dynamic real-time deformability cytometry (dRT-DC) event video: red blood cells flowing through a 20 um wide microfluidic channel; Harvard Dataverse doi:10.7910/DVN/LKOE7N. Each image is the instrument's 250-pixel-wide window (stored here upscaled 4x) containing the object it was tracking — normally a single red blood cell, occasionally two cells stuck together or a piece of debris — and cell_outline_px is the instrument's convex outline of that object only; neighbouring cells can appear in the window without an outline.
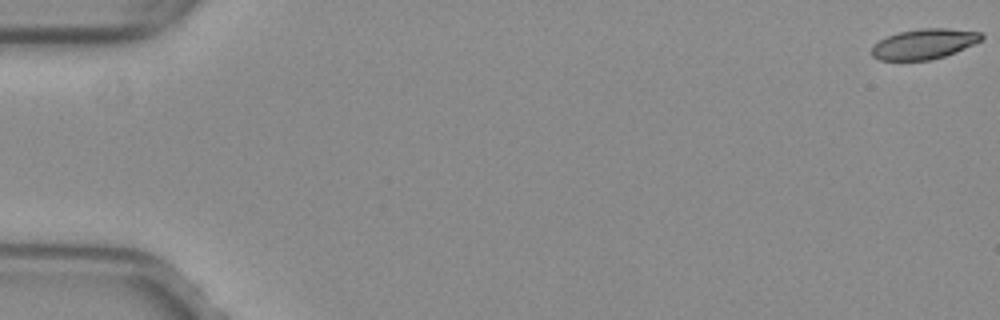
{"species": "common noctule bat (a hibernating species)", "species_latin": "Nyctalus noctula", "temperature_condition": "warm", "stored_images_in_passage": 53, "camera_frame_rate_fps": 3000, "um_per_image_px": 0.085, "animal": {"sex": "female", "body_mass_g": 29.2, "forearm_length_mm": 56.3}, "frame": {"image": 1, "passage_image": 1, "time_ms": 0.0, "image_size_px": [1000, 320], "cell_outline_px": [[984, 36], [980, 40], [956, 52], [944, 56], [928, 60], [880, 60], [872, 56], [872, 44], [888, 36], [900, 32], [920, 28], [948, 28], [980, 32]], "centroid_in_image_um": [78.52, 3.73], "position_along_channel_um": 6.5, "area_um2": 19.13}}
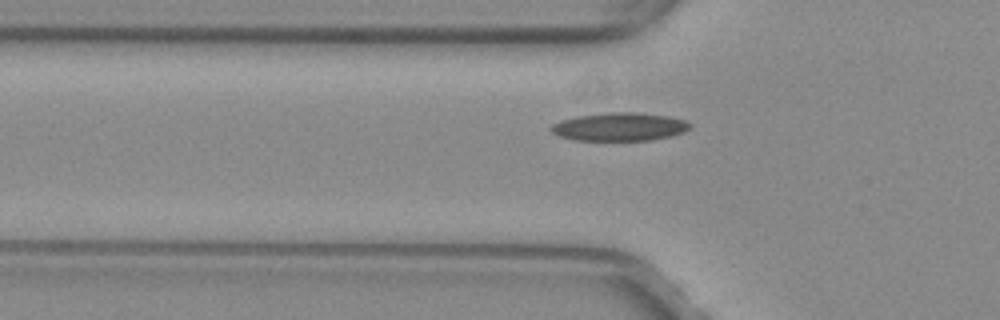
{"frame": {"image": 2, "passage_image": 19, "time_ms": 6.0, "image_size_px": [1000, 320], "cell_outline_px": [[692, 124], [684, 132], [672, 136], [652, 140], [576, 140], [560, 136], [552, 132], [548, 128], [552, 124], [560, 120], [576, 116], [608, 112], [636, 112], [668, 116], [684, 120]], "centroid_in_image_um": [52.65, 10.77], "position_along_channel_um": 73.2, "area_um2": 22.89}}
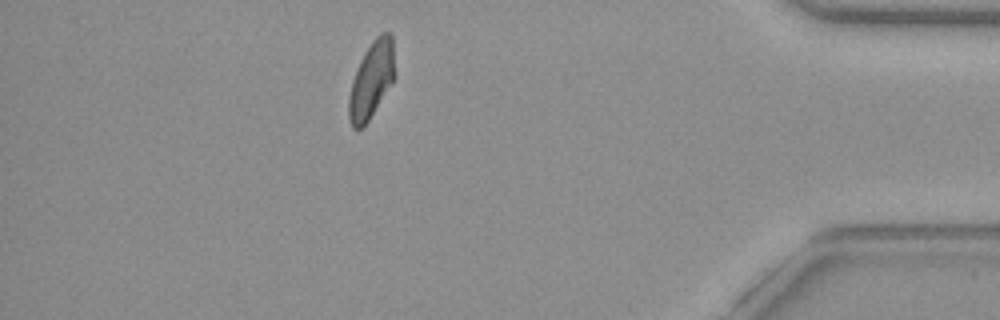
{"frame": {"image": 3, "passage_image": 47, "time_ms": 15.333, "image_size_px": [1000, 320], "cell_outline_px": [[396, 76], [368, 120], [360, 128], [352, 128], [348, 116], [348, 96], [352, 80], [360, 60], [364, 52], [372, 40], [376, 36], [384, 32], [392, 32]], "centroid_in_image_um": [31.58, 6.74], "position_along_channel_um": 403.6, "area_um2": 20.58}, "authors_computed_cell_mechanics": {"area_um2": 20.9814, "velocity_mm_per_s": 4.0123, "shape_relaxation_time_tau1_ms": null, "shape_relaxation_time_tau2_ms": 3.3317, "deformation_change_tau1": null, "deformation_change_tau2": 0.0788}}